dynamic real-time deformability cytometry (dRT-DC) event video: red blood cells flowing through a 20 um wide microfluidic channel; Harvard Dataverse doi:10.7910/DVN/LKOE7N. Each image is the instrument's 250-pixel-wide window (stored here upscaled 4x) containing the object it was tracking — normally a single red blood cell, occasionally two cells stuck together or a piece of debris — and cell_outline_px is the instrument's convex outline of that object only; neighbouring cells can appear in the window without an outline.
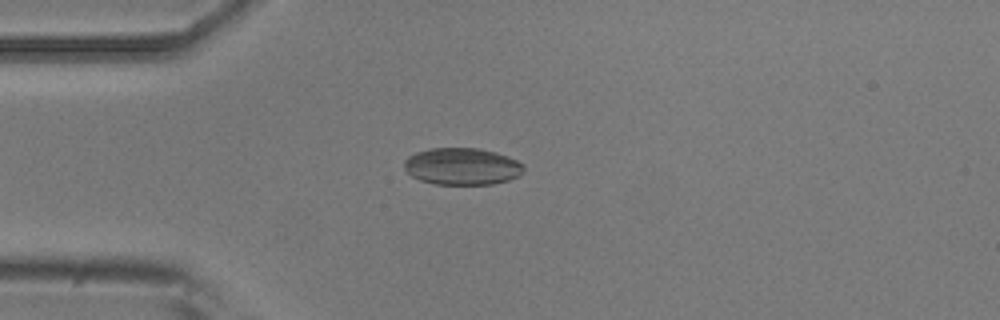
{"species": "common noctule bat (a hibernating species)", "species_latin": "Nyctalus noctula", "temperature_condition": "room temperature", "stored_images_in_passage": 4, "camera_frame_rate_fps": 3000, "um_per_image_px": 0.085, "animal": {"sex": "male", "body_mass_g": 20.5, "forearm_length_mm": 52.5}, "frame": {"image": 1, "passage_image": 4, "time_ms": 4.0, "image_size_px": [1000, 320], "cell_outline_px": [[524, 172], [520, 176], [508, 180], [492, 184], [436, 184], [420, 180], [412, 176], [404, 168], [404, 160], [408, 156], [416, 152], [428, 148], [480, 148], [496, 152], [508, 156], [524, 164]], "centroid_in_image_um": [39.3, 14.13], "position_along_channel_um": 45.7, "area_um2": 25.95}}